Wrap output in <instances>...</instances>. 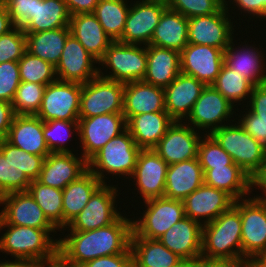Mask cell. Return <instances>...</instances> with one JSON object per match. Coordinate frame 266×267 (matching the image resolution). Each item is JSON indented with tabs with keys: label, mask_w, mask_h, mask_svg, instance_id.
I'll use <instances>...</instances> for the list:
<instances>
[{
	"label": "cell",
	"mask_w": 266,
	"mask_h": 267,
	"mask_svg": "<svg viewBox=\"0 0 266 267\" xmlns=\"http://www.w3.org/2000/svg\"><path fill=\"white\" fill-rule=\"evenodd\" d=\"M121 215L114 223L91 231H69L58 240V263L78 267L98 257L132 253V219Z\"/></svg>",
	"instance_id": "cell-1"
},
{
	"label": "cell",
	"mask_w": 266,
	"mask_h": 267,
	"mask_svg": "<svg viewBox=\"0 0 266 267\" xmlns=\"http://www.w3.org/2000/svg\"><path fill=\"white\" fill-rule=\"evenodd\" d=\"M4 229L5 233L0 236V252L11 254V258L35 260L42 265L58 262V238L54 240L50 234H56L58 229L16 226L6 224L0 218V232Z\"/></svg>",
	"instance_id": "cell-2"
},
{
	"label": "cell",
	"mask_w": 266,
	"mask_h": 267,
	"mask_svg": "<svg viewBox=\"0 0 266 267\" xmlns=\"http://www.w3.org/2000/svg\"><path fill=\"white\" fill-rule=\"evenodd\" d=\"M240 199L214 221L203 225L201 258L242 260Z\"/></svg>",
	"instance_id": "cell-3"
},
{
	"label": "cell",
	"mask_w": 266,
	"mask_h": 267,
	"mask_svg": "<svg viewBox=\"0 0 266 267\" xmlns=\"http://www.w3.org/2000/svg\"><path fill=\"white\" fill-rule=\"evenodd\" d=\"M237 123H229L210 135L232 157L233 162L256 181L266 169V147ZM231 124V125H230Z\"/></svg>",
	"instance_id": "cell-4"
},
{
	"label": "cell",
	"mask_w": 266,
	"mask_h": 267,
	"mask_svg": "<svg viewBox=\"0 0 266 267\" xmlns=\"http://www.w3.org/2000/svg\"><path fill=\"white\" fill-rule=\"evenodd\" d=\"M142 149L137 146L130 132H124L108 141L89 161L88 169L103 183L107 184L106 176L121 175L131 179ZM96 168V169H95ZM107 173V174H106ZM127 177V178H126Z\"/></svg>",
	"instance_id": "cell-5"
},
{
	"label": "cell",
	"mask_w": 266,
	"mask_h": 267,
	"mask_svg": "<svg viewBox=\"0 0 266 267\" xmlns=\"http://www.w3.org/2000/svg\"><path fill=\"white\" fill-rule=\"evenodd\" d=\"M45 157L27 153L6 139L0 141V197L27 191L38 180Z\"/></svg>",
	"instance_id": "cell-6"
},
{
	"label": "cell",
	"mask_w": 266,
	"mask_h": 267,
	"mask_svg": "<svg viewBox=\"0 0 266 267\" xmlns=\"http://www.w3.org/2000/svg\"><path fill=\"white\" fill-rule=\"evenodd\" d=\"M99 64L102 66L99 76L103 78L122 83L143 80L147 71V46L113 41ZM103 68L112 72L106 74Z\"/></svg>",
	"instance_id": "cell-7"
},
{
	"label": "cell",
	"mask_w": 266,
	"mask_h": 267,
	"mask_svg": "<svg viewBox=\"0 0 266 267\" xmlns=\"http://www.w3.org/2000/svg\"><path fill=\"white\" fill-rule=\"evenodd\" d=\"M141 203H144L146 208L139 219L132 220V236L158 240L185 217L183 200L158 197Z\"/></svg>",
	"instance_id": "cell-8"
},
{
	"label": "cell",
	"mask_w": 266,
	"mask_h": 267,
	"mask_svg": "<svg viewBox=\"0 0 266 267\" xmlns=\"http://www.w3.org/2000/svg\"><path fill=\"white\" fill-rule=\"evenodd\" d=\"M233 108L235 111L240 109H236L235 105L227 100L212 85H206L200 97L194 103L193 109L187 117L188 121L185 120V122L195 130L203 131V135H210L221 126L234 121L231 117L234 118L233 114L238 116V113L236 115Z\"/></svg>",
	"instance_id": "cell-9"
},
{
	"label": "cell",
	"mask_w": 266,
	"mask_h": 267,
	"mask_svg": "<svg viewBox=\"0 0 266 267\" xmlns=\"http://www.w3.org/2000/svg\"><path fill=\"white\" fill-rule=\"evenodd\" d=\"M124 83L101 76L82 84L79 118L123 113Z\"/></svg>",
	"instance_id": "cell-10"
},
{
	"label": "cell",
	"mask_w": 266,
	"mask_h": 267,
	"mask_svg": "<svg viewBox=\"0 0 266 267\" xmlns=\"http://www.w3.org/2000/svg\"><path fill=\"white\" fill-rule=\"evenodd\" d=\"M242 260L266 253V197L240 199Z\"/></svg>",
	"instance_id": "cell-11"
},
{
	"label": "cell",
	"mask_w": 266,
	"mask_h": 267,
	"mask_svg": "<svg viewBox=\"0 0 266 267\" xmlns=\"http://www.w3.org/2000/svg\"><path fill=\"white\" fill-rule=\"evenodd\" d=\"M115 186L102 184L90 197L83 210L62 230L91 231L114 223L122 215L116 204L119 187Z\"/></svg>",
	"instance_id": "cell-12"
},
{
	"label": "cell",
	"mask_w": 266,
	"mask_h": 267,
	"mask_svg": "<svg viewBox=\"0 0 266 267\" xmlns=\"http://www.w3.org/2000/svg\"><path fill=\"white\" fill-rule=\"evenodd\" d=\"M82 84L56 80L46 85L36 116L43 122L51 120L78 121Z\"/></svg>",
	"instance_id": "cell-13"
},
{
	"label": "cell",
	"mask_w": 266,
	"mask_h": 267,
	"mask_svg": "<svg viewBox=\"0 0 266 267\" xmlns=\"http://www.w3.org/2000/svg\"><path fill=\"white\" fill-rule=\"evenodd\" d=\"M127 129L122 113H108L78 120V140L88 162L108 141Z\"/></svg>",
	"instance_id": "cell-14"
},
{
	"label": "cell",
	"mask_w": 266,
	"mask_h": 267,
	"mask_svg": "<svg viewBox=\"0 0 266 267\" xmlns=\"http://www.w3.org/2000/svg\"><path fill=\"white\" fill-rule=\"evenodd\" d=\"M230 16V17H229ZM235 16L223 6L217 13L188 19V43L207 45L225 51L234 39Z\"/></svg>",
	"instance_id": "cell-15"
},
{
	"label": "cell",
	"mask_w": 266,
	"mask_h": 267,
	"mask_svg": "<svg viewBox=\"0 0 266 267\" xmlns=\"http://www.w3.org/2000/svg\"><path fill=\"white\" fill-rule=\"evenodd\" d=\"M132 1L130 2L122 37L118 41L147 46L151 42L163 11L168 6L164 2L157 1Z\"/></svg>",
	"instance_id": "cell-16"
},
{
	"label": "cell",
	"mask_w": 266,
	"mask_h": 267,
	"mask_svg": "<svg viewBox=\"0 0 266 267\" xmlns=\"http://www.w3.org/2000/svg\"><path fill=\"white\" fill-rule=\"evenodd\" d=\"M183 121H174L152 148L168 165L198 158L202 135ZM201 135V136H200Z\"/></svg>",
	"instance_id": "cell-17"
},
{
	"label": "cell",
	"mask_w": 266,
	"mask_h": 267,
	"mask_svg": "<svg viewBox=\"0 0 266 267\" xmlns=\"http://www.w3.org/2000/svg\"><path fill=\"white\" fill-rule=\"evenodd\" d=\"M95 64L98 61L70 34L55 67L57 80L85 84L99 75Z\"/></svg>",
	"instance_id": "cell-18"
},
{
	"label": "cell",
	"mask_w": 266,
	"mask_h": 267,
	"mask_svg": "<svg viewBox=\"0 0 266 267\" xmlns=\"http://www.w3.org/2000/svg\"><path fill=\"white\" fill-rule=\"evenodd\" d=\"M0 205L3 206L0 211V218L6 224L37 229H57L28 191L2 195Z\"/></svg>",
	"instance_id": "cell-19"
},
{
	"label": "cell",
	"mask_w": 266,
	"mask_h": 267,
	"mask_svg": "<svg viewBox=\"0 0 266 267\" xmlns=\"http://www.w3.org/2000/svg\"><path fill=\"white\" fill-rule=\"evenodd\" d=\"M181 73L211 85L224 64V50L188 43L180 52Z\"/></svg>",
	"instance_id": "cell-20"
},
{
	"label": "cell",
	"mask_w": 266,
	"mask_h": 267,
	"mask_svg": "<svg viewBox=\"0 0 266 267\" xmlns=\"http://www.w3.org/2000/svg\"><path fill=\"white\" fill-rule=\"evenodd\" d=\"M168 164L153 149H142L137 158L132 183L144 201L164 197Z\"/></svg>",
	"instance_id": "cell-21"
},
{
	"label": "cell",
	"mask_w": 266,
	"mask_h": 267,
	"mask_svg": "<svg viewBox=\"0 0 266 267\" xmlns=\"http://www.w3.org/2000/svg\"><path fill=\"white\" fill-rule=\"evenodd\" d=\"M235 200L225 191L203 183L184 200L185 216L202 225L214 221L221 213L228 210Z\"/></svg>",
	"instance_id": "cell-22"
},
{
	"label": "cell",
	"mask_w": 266,
	"mask_h": 267,
	"mask_svg": "<svg viewBox=\"0 0 266 267\" xmlns=\"http://www.w3.org/2000/svg\"><path fill=\"white\" fill-rule=\"evenodd\" d=\"M78 153L51 152L45 157L38 181L63 190L88 170V162Z\"/></svg>",
	"instance_id": "cell-23"
},
{
	"label": "cell",
	"mask_w": 266,
	"mask_h": 267,
	"mask_svg": "<svg viewBox=\"0 0 266 267\" xmlns=\"http://www.w3.org/2000/svg\"><path fill=\"white\" fill-rule=\"evenodd\" d=\"M205 87L206 84L197 80L195 77L179 73L177 77L164 88L165 110L169 116L174 121L183 122L187 120L194 103L200 97Z\"/></svg>",
	"instance_id": "cell-24"
},
{
	"label": "cell",
	"mask_w": 266,
	"mask_h": 267,
	"mask_svg": "<svg viewBox=\"0 0 266 267\" xmlns=\"http://www.w3.org/2000/svg\"><path fill=\"white\" fill-rule=\"evenodd\" d=\"M234 42L236 40H232L224 51V64L238 74H242L254 86L266 83L265 51H262L261 47L256 44H246L245 40L242 48L239 44L236 47Z\"/></svg>",
	"instance_id": "cell-25"
},
{
	"label": "cell",
	"mask_w": 266,
	"mask_h": 267,
	"mask_svg": "<svg viewBox=\"0 0 266 267\" xmlns=\"http://www.w3.org/2000/svg\"><path fill=\"white\" fill-rule=\"evenodd\" d=\"M203 225L184 217L158 240L181 259H201Z\"/></svg>",
	"instance_id": "cell-26"
},
{
	"label": "cell",
	"mask_w": 266,
	"mask_h": 267,
	"mask_svg": "<svg viewBox=\"0 0 266 267\" xmlns=\"http://www.w3.org/2000/svg\"><path fill=\"white\" fill-rule=\"evenodd\" d=\"M165 110L164 88L140 81L124 83L123 115L133 116Z\"/></svg>",
	"instance_id": "cell-27"
},
{
	"label": "cell",
	"mask_w": 266,
	"mask_h": 267,
	"mask_svg": "<svg viewBox=\"0 0 266 267\" xmlns=\"http://www.w3.org/2000/svg\"><path fill=\"white\" fill-rule=\"evenodd\" d=\"M6 140L27 153L47 157L49 151L43 135V121L36 115H15Z\"/></svg>",
	"instance_id": "cell-28"
},
{
	"label": "cell",
	"mask_w": 266,
	"mask_h": 267,
	"mask_svg": "<svg viewBox=\"0 0 266 267\" xmlns=\"http://www.w3.org/2000/svg\"><path fill=\"white\" fill-rule=\"evenodd\" d=\"M199 159H189L168 165L164 197L184 200L204 183Z\"/></svg>",
	"instance_id": "cell-29"
},
{
	"label": "cell",
	"mask_w": 266,
	"mask_h": 267,
	"mask_svg": "<svg viewBox=\"0 0 266 267\" xmlns=\"http://www.w3.org/2000/svg\"><path fill=\"white\" fill-rule=\"evenodd\" d=\"M71 34L98 62L113 40L103 30L93 13H81L71 16L69 21Z\"/></svg>",
	"instance_id": "cell-30"
},
{
	"label": "cell",
	"mask_w": 266,
	"mask_h": 267,
	"mask_svg": "<svg viewBox=\"0 0 266 267\" xmlns=\"http://www.w3.org/2000/svg\"><path fill=\"white\" fill-rule=\"evenodd\" d=\"M203 173L206 185L225 191L235 201L252 196L250 193L256 190L255 181L235 163L203 170Z\"/></svg>",
	"instance_id": "cell-31"
},
{
	"label": "cell",
	"mask_w": 266,
	"mask_h": 267,
	"mask_svg": "<svg viewBox=\"0 0 266 267\" xmlns=\"http://www.w3.org/2000/svg\"><path fill=\"white\" fill-rule=\"evenodd\" d=\"M173 122L167 111H161L130 117L126 126L138 147L152 149Z\"/></svg>",
	"instance_id": "cell-32"
},
{
	"label": "cell",
	"mask_w": 266,
	"mask_h": 267,
	"mask_svg": "<svg viewBox=\"0 0 266 267\" xmlns=\"http://www.w3.org/2000/svg\"><path fill=\"white\" fill-rule=\"evenodd\" d=\"M181 73L180 52L147 45V71L144 82L167 87Z\"/></svg>",
	"instance_id": "cell-33"
},
{
	"label": "cell",
	"mask_w": 266,
	"mask_h": 267,
	"mask_svg": "<svg viewBox=\"0 0 266 267\" xmlns=\"http://www.w3.org/2000/svg\"><path fill=\"white\" fill-rule=\"evenodd\" d=\"M188 19L167 7L155 28L150 45L181 52L188 44Z\"/></svg>",
	"instance_id": "cell-34"
},
{
	"label": "cell",
	"mask_w": 266,
	"mask_h": 267,
	"mask_svg": "<svg viewBox=\"0 0 266 267\" xmlns=\"http://www.w3.org/2000/svg\"><path fill=\"white\" fill-rule=\"evenodd\" d=\"M103 183L88 169L63 190V229L83 210L90 197Z\"/></svg>",
	"instance_id": "cell-35"
},
{
	"label": "cell",
	"mask_w": 266,
	"mask_h": 267,
	"mask_svg": "<svg viewBox=\"0 0 266 267\" xmlns=\"http://www.w3.org/2000/svg\"><path fill=\"white\" fill-rule=\"evenodd\" d=\"M133 267H174L181 260L159 240L131 236Z\"/></svg>",
	"instance_id": "cell-36"
},
{
	"label": "cell",
	"mask_w": 266,
	"mask_h": 267,
	"mask_svg": "<svg viewBox=\"0 0 266 267\" xmlns=\"http://www.w3.org/2000/svg\"><path fill=\"white\" fill-rule=\"evenodd\" d=\"M70 34L69 27L36 33H25L26 51L56 67L59 63L67 37Z\"/></svg>",
	"instance_id": "cell-37"
},
{
	"label": "cell",
	"mask_w": 266,
	"mask_h": 267,
	"mask_svg": "<svg viewBox=\"0 0 266 267\" xmlns=\"http://www.w3.org/2000/svg\"><path fill=\"white\" fill-rule=\"evenodd\" d=\"M71 15L63 0H35L34 15L22 28L24 33L69 27Z\"/></svg>",
	"instance_id": "cell-38"
},
{
	"label": "cell",
	"mask_w": 266,
	"mask_h": 267,
	"mask_svg": "<svg viewBox=\"0 0 266 267\" xmlns=\"http://www.w3.org/2000/svg\"><path fill=\"white\" fill-rule=\"evenodd\" d=\"M245 107L247 111L239 114L238 123L247 133L266 147V83L253 86Z\"/></svg>",
	"instance_id": "cell-39"
},
{
	"label": "cell",
	"mask_w": 266,
	"mask_h": 267,
	"mask_svg": "<svg viewBox=\"0 0 266 267\" xmlns=\"http://www.w3.org/2000/svg\"><path fill=\"white\" fill-rule=\"evenodd\" d=\"M127 1L100 0L93 11L103 30L113 41H118L122 37L130 8Z\"/></svg>",
	"instance_id": "cell-40"
},
{
	"label": "cell",
	"mask_w": 266,
	"mask_h": 267,
	"mask_svg": "<svg viewBox=\"0 0 266 267\" xmlns=\"http://www.w3.org/2000/svg\"><path fill=\"white\" fill-rule=\"evenodd\" d=\"M40 206L48 220L58 229H63V192L61 189L42 184L38 180L31 181L28 190Z\"/></svg>",
	"instance_id": "cell-41"
},
{
	"label": "cell",
	"mask_w": 266,
	"mask_h": 267,
	"mask_svg": "<svg viewBox=\"0 0 266 267\" xmlns=\"http://www.w3.org/2000/svg\"><path fill=\"white\" fill-rule=\"evenodd\" d=\"M233 105H241V101L249 100L253 84L242 74L222 65L216 80L211 84ZM247 97V98H246Z\"/></svg>",
	"instance_id": "cell-42"
},
{
	"label": "cell",
	"mask_w": 266,
	"mask_h": 267,
	"mask_svg": "<svg viewBox=\"0 0 266 267\" xmlns=\"http://www.w3.org/2000/svg\"><path fill=\"white\" fill-rule=\"evenodd\" d=\"M73 132L77 134L75 136H78V121L51 120L43 122V135L50 152H76L73 148L70 150V147L66 145L67 141L72 140Z\"/></svg>",
	"instance_id": "cell-43"
},
{
	"label": "cell",
	"mask_w": 266,
	"mask_h": 267,
	"mask_svg": "<svg viewBox=\"0 0 266 267\" xmlns=\"http://www.w3.org/2000/svg\"><path fill=\"white\" fill-rule=\"evenodd\" d=\"M20 80L48 85L57 80L55 67L43 59L25 52L18 61Z\"/></svg>",
	"instance_id": "cell-44"
},
{
	"label": "cell",
	"mask_w": 266,
	"mask_h": 267,
	"mask_svg": "<svg viewBox=\"0 0 266 267\" xmlns=\"http://www.w3.org/2000/svg\"><path fill=\"white\" fill-rule=\"evenodd\" d=\"M45 87L43 84L21 81L11 102L15 114L36 115L41 107Z\"/></svg>",
	"instance_id": "cell-45"
},
{
	"label": "cell",
	"mask_w": 266,
	"mask_h": 267,
	"mask_svg": "<svg viewBox=\"0 0 266 267\" xmlns=\"http://www.w3.org/2000/svg\"><path fill=\"white\" fill-rule=\"evenodd\" d=\"M198 159L202 170L225 167L233 164L232 157L217 143L211 135H203L198 146Z\"/></svg>",
	"instance_id": "cell-46"
},
{
	"label": "cell",
	"mask_w": 266,
	"mask_h": 267,
	"mask_svg": "<svg viewBox=\"0 0 266 267\" xmlns=\"http://www.w3.org/2000/svg\"><path fill=\"white\" fill-rule=\"evenodd\" d=\"M167 6L189 19L217 13L224 4L220 0H170Z\"/></svg>",
	"instance_id": "cell-47"
},
{
	"label": "cell",
	"mask_w": 266,
	"mask_h": 267,
	"mask_svg": "<svg viewBox=\"0 0 266 267\" xmlns=\"http://www.w3.org/2000/svg\"><path fill=\"white\" fill-rule=\"evenodd\" d=\"M26 52V36L22 28L15 27L0 36V63L19 61Z\"/></svg>",
	"instance_id": "cell-48"
},
{
	"label": "cell",
	"mask_w": 266,
	"mask_h": 267,
	"mask_svg": "<svg viewBox=\"0 0 266 267\" xmlns=\"http://www.w3.org/2000/svg\"><path fill=\"white\" fill-rule=\"evenodd\" d=\"M20 83L18 61L0 63V101L11 103Z\"/></svg>",
	"instance_id": "cell-49"
},
{
	"label": "cell",
	"mask_w": 266,
	"mask_h": 267,
	"mask_svg": "<svg viewBox=\"0 0 266 267\" xmlns=\"http://www.w3.org/2000/svg\"><path fill=\"white\" fill-rule=\"evenodd\" d=\"M5 6L15 27L23 28L34 15L35 0H5Z\"/></svg>",
	"instance_id": "cell-50"
},
{
	"label": "cell",
	"mask_w": 266,
	"mask_h": 267,
	"mask_svg": "<svg viewBox=\"0 0 266 267\" xmlns=\"http://www.w3.org/2000/svg\"><path fill=\"white\" fill-rule=\"evenodd\" d=\"M231 4L238 7V10H240V12H241L239 14L246 13V15L243 14V17H245V18L249 14L250 15L248 18L250 20H251V18H253V20H254L255 16H256L255 19L259 18V20H260V18L261 19L266 18V0H228L224 4V7L226 8V10L228 12H231V11H229V9L232 8V7H230Z\"/></svg>",
	"instance_id": "cell-51"
},
{
	"label": "cell",
	"mask_w": 266,
	"mask_h": 267,
	"mask_svg": "<svg viewBox=\"0 0 266 267\" xmlns=\"http://www.w3.org/2000/svg\"><path fill=\"white\" fill-rule=\"evenodd\" d=\"M78 267H133L132 253L98 257Z\"/></svg>",
	"instance_id": "cell-52"
},
{
	"label": "cell",
	"mask_w": 266,
	"mask_h": 267,
	"mask_svg": "<svg viewBox=\"0 0 266 267\" xmlns=\"http://www.w3.org/2000/svg\"><path fill=\"white\" fill-rule=\"evenodd\" d=\"M15 115L11 103L0 101V141L7 138Z\"/></svg>",
	"instance_id": "cell-53"
},
{
	"label": "cell",
	"mask_w": 266,
	"mask_h": 267,
	"mask_svg": "<svg viewBox=\"0 0 266 267\" xmlns=\"http://www.w3.org/2000/svg\"><path fill=\"white\" fill-rule=\"evenodd\" d=\"M71 16L81 13H93L100 0H63Z\"/></svg>",
	"instance_id": "cell-54"
},
{
	"label": "cell",
	"mask_w": 266,
	"mask_h": 267,
	"mask_svg": "<svg viewBox=\"0 0 266 267\" xmlns=\"http://www.w3.org/2000/svg\"><path fill=\"white\" fill-rule=\"evenodd\" d=\"M199 267H248L243 260H205L200 259Z\"/></svg>",
	"instance_id": "cell-55"
},
{
	"label": "cell",
	"mask_w": 266,
	"mask_h": 267,
	"mask_svg": "<svg viewBox=\"0 0 266 267\" xmlns=\"http://www.w3.org/2000/svg\"><path fill=\"white\" fill-rule=\"evenodd\" d=\"M14 28H15V25L12 23L9 13L7 11V8L4 5L0 9V36L7 34Z\"/></svg>",
	"instance_id": "cell-56"
},
{
	"label": "cell",
	"mask_w": 266,
	"mask_h": 267,
	"mask_svg": "<svg viewBox=\"0 0 266 267\" xmlns=\"http://www.w3.org/2000/svg\"><path fill=\"white\" fill-rule=\"evenodd\" d=\"M42 264L35 261V260H29V259H18L15 258V260L9 261H0V267H41Z\"/></svg>",
	"instance_id": "cell-57"
},
{
	"label": "cell",
	"mask_w": 266,
	"mask_h": 267,
	"mask_svg": "<svg viewBox=\"0 0 266 267\" xmlns=\"http://www.w3.org/2000/svg\"><path fill=\"white\" fill-rule=\"evenodd\" d=\"M247 265L248 267H266V253L249 258Z\"/></svg>",
	"instance_id": "cell-58"
},
{
	"label": "cell",
	"mask_w": 266,
	"mask_h": 267,
	"mask_svg": "<svg viewBox=\"0 0 266 267\" xmlns=\"http://www.w3.org/2000/svg\"><path fill=\"white\" fill-rule=\"evenodd\" d=\"M255 187H258L257 189L261 190L260 193L261 196L266 197V169L264 173L255 181Z\"/></svg>",
	"instance_id": "cell-59"
},
{
	"label": "cell",
	"mask_w": 266,
	"mask_h": 267,
	"mask_svg": "<svg viewBox=\"0 0 266 267\" xmlns=\"http://www.w3.org/2000/svg\"><path fill=\"white\" fill-rule=\"evenodd\" d=\"M200 259H181L174 267H199Z\"/></svg>",
	"instance_id": "cell-60"
},
{
	"label": "cell",
	"mask_w": 266,
	"mask_h": 267,
	"mask_svg": "<svg viewBox=\"0 0 266 267\" xmlns=\"http://www.w3.org/2000/svg\"><path fill=\"white\" fill-rule=\"evenodd\" d=\"M41 267H62L58 262L50 265H42Z\"/></svg>",
	"instance_id": "cell-61"
},
{
	"label": "cell",
	"mask_w": 266,
	"mask_h": 267,
	"mask_svg": "<svg viewBox=\"0 0 266 267\" xmlns=\"http://www.w3.org/2000/svg\"><path fill=\"white\" fill-rule=\"evenodd\" d=\"M148 1L164 2V3L168 4L170 0H148Z\"/></svg>",
	"instance_id": "cell-62"
},
{
	"label": "cell",
	"mask_w": 266,
	"mask_h": 267,
	"mask_svg": "<svg viewBox=\"0 0 266 267\" xmlns=\"http://www.w3.org/2000/svg\"><path fill=\"white\" fill-rule=\"evenodd\" d=\"M4 1H5V0H0V9L4 6V4H5Z\"/></svg>",
	"instance_id": "cell-63"
},
{
	"label": "cell",
	"mask_w": 266,
	"mask_h": 267,
	"mask_svg": "<svg viewBox=\"0 0 266 267\" xmlns=\"http://www.w3.org/2000/svg\"><path fill=\"white\" fill-rule=\"evenodd\" d=\"M223 4H225V2L227 1V0H220Z\"/></svg>",
	"instance_id": "cell-64"
}]
</instances>
